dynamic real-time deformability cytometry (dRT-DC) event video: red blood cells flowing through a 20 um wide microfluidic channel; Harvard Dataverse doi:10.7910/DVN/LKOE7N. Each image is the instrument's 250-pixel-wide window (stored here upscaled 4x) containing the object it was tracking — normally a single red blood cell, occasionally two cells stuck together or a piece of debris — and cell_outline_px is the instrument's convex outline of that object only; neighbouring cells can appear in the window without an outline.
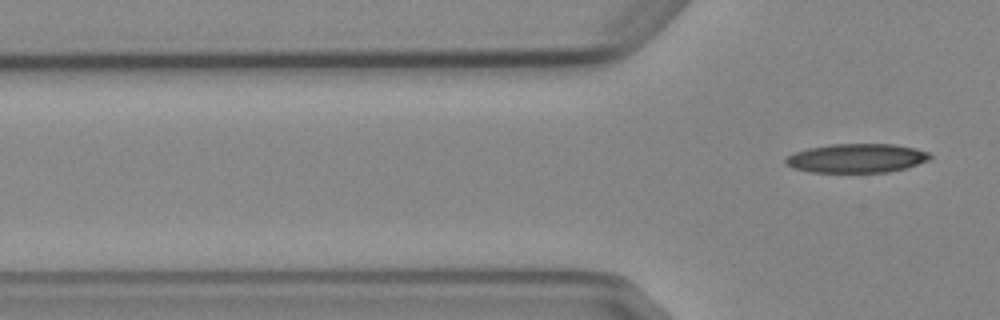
{"species": "Egyptian fruit bat (a non-hibernating species)", "species_latin": "Rousettus aegyptiacus", "temperature_condition": "cold", "stored_images_in_passage": 5, "camera_frame_rate_fps": 3000, "um_per_image_px": 0.085, "animal": {"sex": "female"}, "frame": {"image": 1, "passage_image": 5, "time_ms": 5.667, "image_size_px": [1000, 320], "cell_outline_px": [[932, 156], [928, 160], [904, 168], [888, 172], [808, 172], [792, 168], [784, 164], [784, 160], [788, 156], [796, 152], [808, 148], [832, 144], [892, 144], [916, 148], [928, 152]], "centroid_in_image_um": [72.78, 13.45], "position_along_channel_um": 53.0, "area_um2": 24.33}}